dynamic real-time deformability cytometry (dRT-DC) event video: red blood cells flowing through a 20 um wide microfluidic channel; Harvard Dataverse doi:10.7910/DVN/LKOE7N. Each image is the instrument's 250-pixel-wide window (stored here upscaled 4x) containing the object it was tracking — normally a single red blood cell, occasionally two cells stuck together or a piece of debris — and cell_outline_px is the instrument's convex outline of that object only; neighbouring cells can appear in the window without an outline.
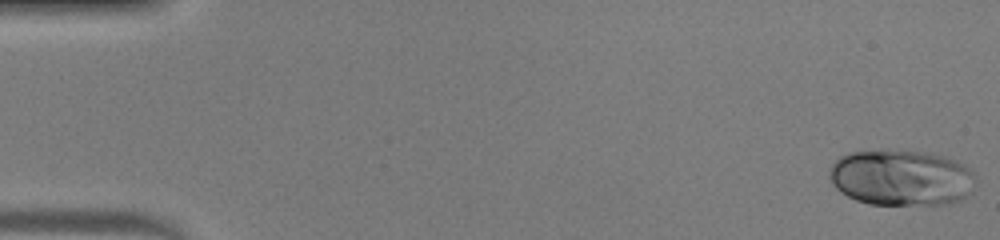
{"species": "human", "species_latin": "Homo sapiens", "temperature_condition": "warm", "stored_images_in_passage": 40, "camera_frame_rate_fps": 3000, "um_per_image_px": 0.085, "donor": {"sex": "male"}, "frame": {"image": 1, "passage_image": 1, "time_ms": 0.0, "image_size_px": [1000, 240], "cell_outline_px": [[976, 176], [964, 196], [960, 200], [944, 204], [868, 204], [856, 200], [840, 192], [832, 184], [828, 176], [828, 168], [840, 156], [848, 152], [880, 148], [924, 152], [944, 156], [956, 160], [972, 168], [976, 172]], "centroid_in_image_um": [76.54, 15.06], "position_along_channel_um": 8.5, "area_um2": 48.32}}
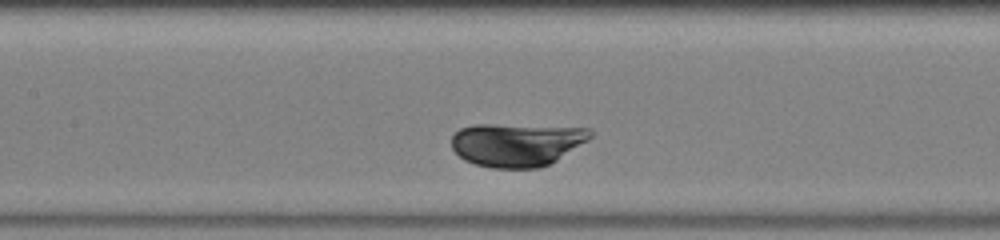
{"frame": {"image": 2, "passage_image": 23, "time_ms": 7.333, "image_size_px": [1000, 240], "cell_outline_px": [[596, 132], [588, 140], [556, 160], [540, 168], [492, 168], [476, 164], [464, 160], [452, 148], [452, 136], [460, 128], [472, 124], [496, 124], [592, 128]], "centroid_in_image_um": [43.93, 12.27], "position_along_channel_um": 163.5, "area_um2": 35.14}}
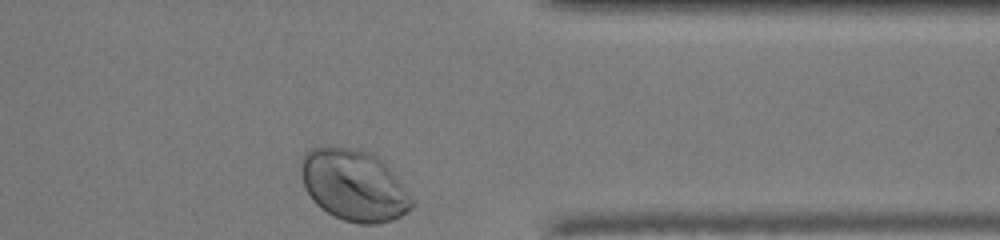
{"frame": {"image": 3, "passage_image": 40, "time_ms": 13.0, "image_size_px": [1000, 240], "cell_outline_px": [[412, 208], [400, 216], [392, 220], [376, 224], [360, 224], [344, 220], [332, 216], [320, 208], [312, 200], [304, 188], [300, 172], [300, 164], [304, 152], [308, 148], [328, 144], [356, 148], [372, 152], [388, 168], [412, 200]], "centroid_in_image_um": [29.98, 15.72], "position_along_channel_um": 381.4, "area_um2": 46.41}, "authors_computed_cell_mechanics": {"area_um2": 38.4948, "velocity_mm_per_s": 4.0213, "shape_relaxation_time_tau1_ms": 1.4521, "shape_relaxation_time_tau2_ms": null, "deformation_change_tau1": 0.1233, "deformation_change_tau2": null}}